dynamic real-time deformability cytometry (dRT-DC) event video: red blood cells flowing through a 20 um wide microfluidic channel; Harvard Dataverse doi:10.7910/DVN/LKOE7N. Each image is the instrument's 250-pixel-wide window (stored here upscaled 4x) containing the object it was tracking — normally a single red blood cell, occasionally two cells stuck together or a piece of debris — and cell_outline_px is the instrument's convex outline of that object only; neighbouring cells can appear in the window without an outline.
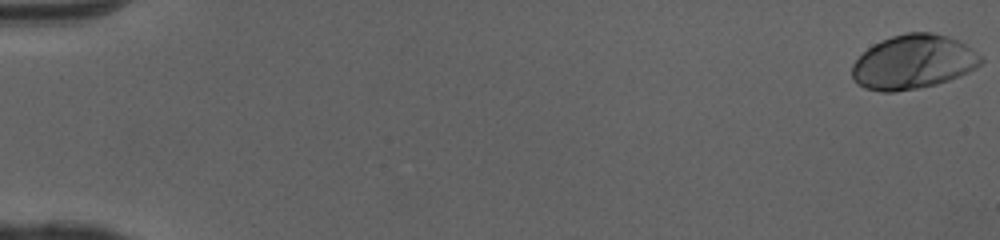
{"species": "human", "species_latin": "Homo sapiens", "temperature_condition": "cold", "stored_images_in_passage": 12, "camera_frame_rate_fps": 3000, "um_per_image_px": 0.085, "donor": {"sex": "female"}, "frame": {"image": 1, "passage_image": 1, "time_ms": 0.0, "image_size_px": [1000, 240], "cell_outline_px": [[984, 60], [976, 68], [968, 72], [948, 80], [936, 84], [916, 88], [892, 92], [880, 92], [864, 88], [856, 84], [852, 76], [852, 64], [872, 44], [880, 40], [892, 36], [908, 32], [932, 32], [948, 36], [972, 48]], "centroid_in_image_um": [77.6, 5.27], "position_along_channel_um": 7.4, "area_um2": 40.63}}